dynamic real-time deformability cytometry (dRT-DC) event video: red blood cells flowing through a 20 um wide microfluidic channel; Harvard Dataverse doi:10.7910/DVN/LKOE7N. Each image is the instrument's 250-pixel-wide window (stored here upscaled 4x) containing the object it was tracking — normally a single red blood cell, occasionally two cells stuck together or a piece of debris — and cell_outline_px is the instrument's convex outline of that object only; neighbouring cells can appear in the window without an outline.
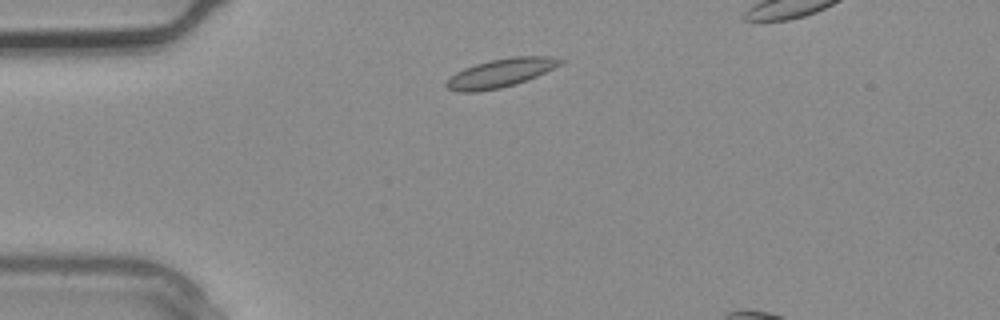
{"species": "common noctule bat (a hibernating species)", "species_latin": "Nyctalus noctula", "temperature_condition": "warm", "stored_images_in_passage": 2, "camera_frame_rate_fps": 3000, "um_per_image_px": 0.085, "animal": {"sex": "male", "body_mass_g": 20.4}, "frame": {"image": 1, "passage_image": 1, "time_ms": 0.0, "image_size_px": [1000, 320], "cell_outline_px": [[568, 60], [528, 80], [516, 84], [500, 88], [476, 92], [456, 92], [448, 88], [444, 84], [444, 80], [456, 72], [464, 68], [488, 60], [512, 56], [552, 56]], "centroid_in_image_um": [42.52, 6.2], "position_along_channel_um": 42.5, "area_um2": 19.19}}